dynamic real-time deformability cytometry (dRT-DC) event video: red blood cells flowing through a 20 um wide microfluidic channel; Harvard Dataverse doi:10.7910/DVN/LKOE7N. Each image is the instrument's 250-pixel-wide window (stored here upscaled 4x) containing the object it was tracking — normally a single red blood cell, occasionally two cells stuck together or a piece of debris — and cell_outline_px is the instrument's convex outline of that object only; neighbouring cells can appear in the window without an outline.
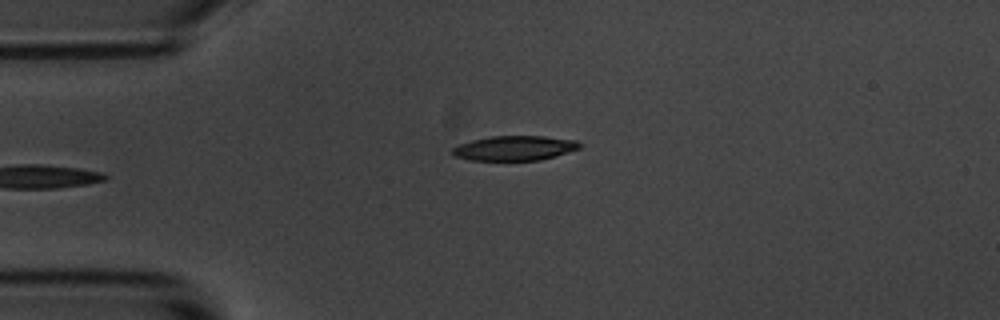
{"species": "common noctule bat (a hibernating species)", "species_latin": "Nyctalus noctula", "temperature_condition": "room temperature", "stored_images_in_passage": 2, "camera_frame_rate_fps": 3000, "um_per_image_px": 0.085, "animal": {"sex": "male", "body_mass_g": 20.1, "forearm_length_mm": 53.5}, "frame": {"image": 1, "passage_image": 2, "time_ms": 1.333, "image_size_px": [1000, 320], "cell_outline_px": [[584, 144], [580, 148], [556, 156], [540, 160], [472, 160], [456, 156], [452, 152], [452, 148], [456, 144], [472, 140], [492, 136], [544, 136], [576, 140]], "centroid_in_image_um": [43.77, 12.58], "position_along_channel_um": 41.2, "area_um2": 18.38}}